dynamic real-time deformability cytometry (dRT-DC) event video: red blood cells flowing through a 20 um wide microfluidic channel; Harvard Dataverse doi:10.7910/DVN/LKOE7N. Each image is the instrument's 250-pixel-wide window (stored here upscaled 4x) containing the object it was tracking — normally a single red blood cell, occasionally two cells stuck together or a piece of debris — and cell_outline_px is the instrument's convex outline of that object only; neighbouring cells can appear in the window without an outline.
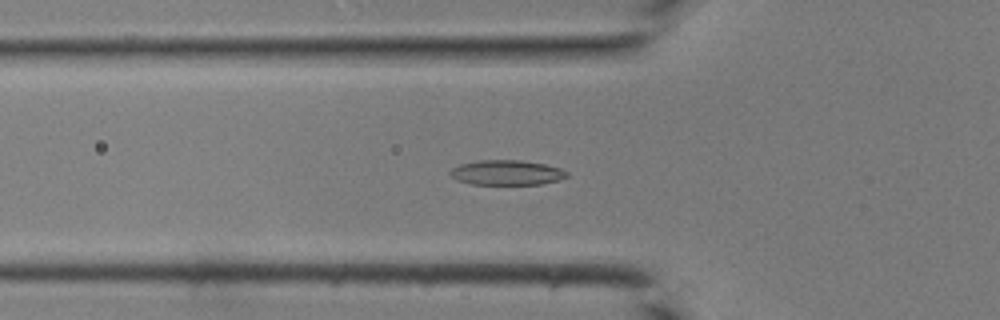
{"species": "common noctule bat (a hibernating species)", "species_latin": "Nyctalus noctula", "temperature_condition": "room temperature", "stored_images_in_passage": 32, "camera_frame_rate_fps": 3000, "um_per_image_px": 0.085, "animal": {"sex": "male", "body_mass_g": 19.0, "forearm_length_mm": 50.8}, "frame": {"image": 1, "passage_image": 5, "time_ms": 1.333, "image_size_px": [1000, 320], "cell_outline_px": [[568, 176], [556, 180], [540, 184], [472, 184], [456, 180], [448, 172], [452, 168], [460, 164], [476, 160], [520, 160], [544, 164], [560, 168], [568, 172]], "centroid_in_image_um": [43.03, 14.66], "position_along_channel_um": 82.8, "area_um2": 16.88}}
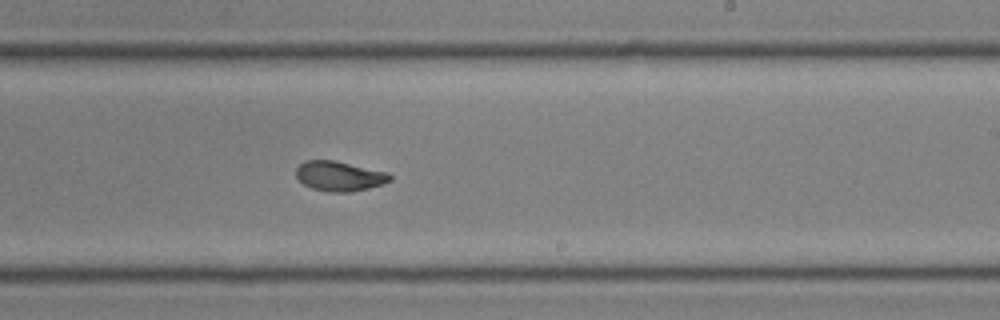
{"frame": {"image": 2, "passage_image": 16, "time_ms": 5.0, "image_size_px": [1000, 320], "cell_outline_px": [[392, 180], [384, 184], [352, 192], [328, 192], [312, 188], [304, 184], [296, 176], [296, 168], [304, 160], [336, 160], [388, 172], [392, 176]], "centroid_in_image_um": [28.87, 14.96], "position_along_channel_um": 260.1, "area_um2": 16.53}}
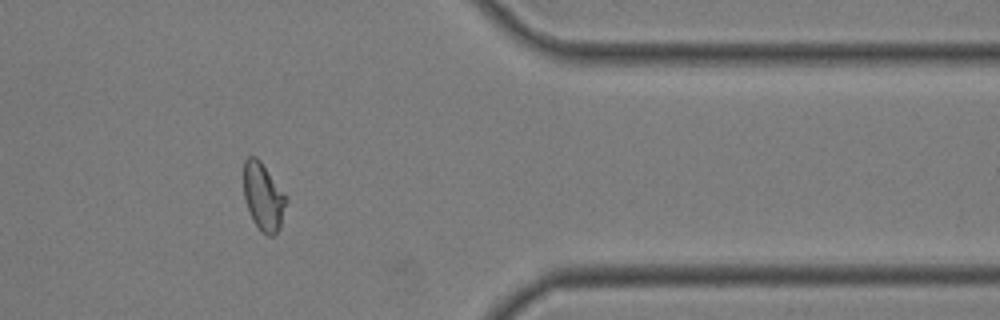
{"frame": {"image": 3, "passage_image": 25, "time_ms": 8.0, "image_size_px": [1000, 320], "cell_outline_px": [[288, 200], [280, 228], [272, 236], [268, 236], [260, 232], [252, 220], [244, 196], [244, 160], [248, 156], [256, 156], [260, 160], [288, 196]], "centroid_in_image_um": [22.41, 16.73], "position_along_channel_um": 389.0, "area_um2": 17.05}}